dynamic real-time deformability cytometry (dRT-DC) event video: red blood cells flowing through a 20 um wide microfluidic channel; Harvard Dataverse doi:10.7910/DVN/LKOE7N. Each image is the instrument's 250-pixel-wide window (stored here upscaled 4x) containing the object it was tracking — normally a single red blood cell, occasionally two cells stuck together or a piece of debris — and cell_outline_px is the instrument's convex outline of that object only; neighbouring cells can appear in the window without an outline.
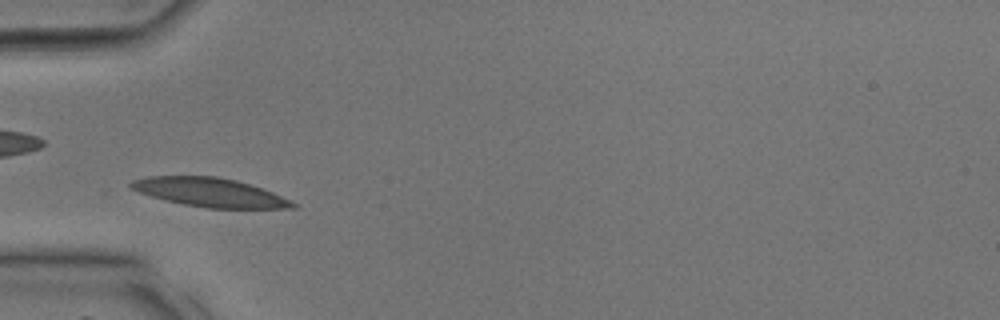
{"species": "common noctule bat (a hibernating species)", "species_latin": "Nyctalus noctula", "temperature_condition": "room temperature", "stored_images_in_passage": 29, "camera_frame_rate_fps": 3000, "um_per_image_px": 0.085, "animal": {"sex": "male", "body_mass_g": 17.9, "forearm_length_mm": 54.2}, "frame": {"image": 1, "passage_image": 5, "time_ms": 1.333, "image_size_px": [1000, 320], "cell_outline_px": [[300, 204], [296, 208], [208, 208], [184, 204], [152, 196], [140, 192], [132, 188], [128, 184], [132, 180], [148, 176], [216, 176], [236, 180], [272, 192], [292, 200]], "centroid_in_image_um": [17.88, 16.35], "position_along_channel_um": 67.1, "area_um2": 26.93}}
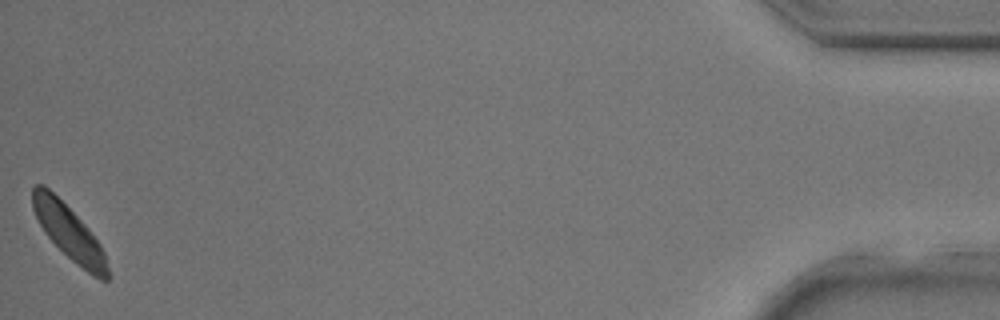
{"frame": {"image": 2, "passage_image": 29, "time_ms": 9.333, "image_size_px": [1000, 320], "cell_outline_px": [[112, 276], [108, 280], [100, 280], [92, 276], [72, 260], [44, 232], [32, 208], [32, 188], [36, 184], [44, 184], [88, 228], [100, 244], [104, 252]], "centroid_in_image_um": [5.9, 19.8], "position_along_channel_um": 429.3, "area_um2": 23.47}}